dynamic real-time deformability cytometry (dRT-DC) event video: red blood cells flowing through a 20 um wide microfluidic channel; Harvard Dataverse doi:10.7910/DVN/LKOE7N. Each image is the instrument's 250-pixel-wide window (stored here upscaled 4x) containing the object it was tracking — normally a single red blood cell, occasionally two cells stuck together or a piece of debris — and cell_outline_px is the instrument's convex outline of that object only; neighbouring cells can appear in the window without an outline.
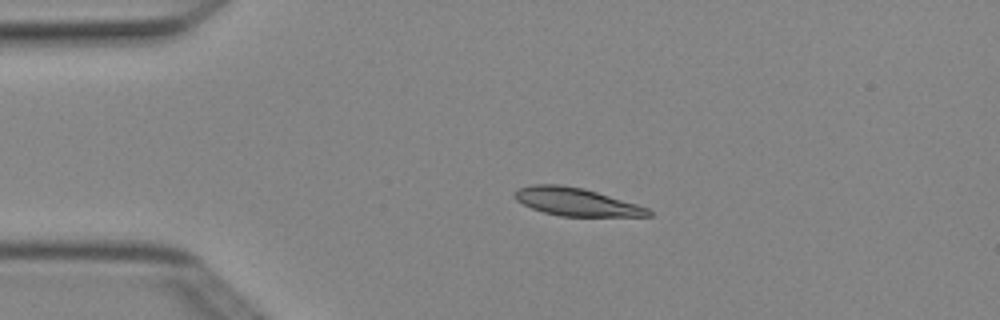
{"species": "Egyptian fruit bat (a non-hibernating species)", "species_latin": "Rousettus aegyptiacus", "temperature_condition": "cold", "stored_images_in_passage": 4, "camera_frame_rate_fps": 3000, "um_per_image_px": 0.085, "animal": {"sex": "female"}, "frame": {"image": 1, "passage_image": 3, "time_ms": 0.667, "image_size_px": [1000, 320], "cell_outline_px": [[652, 216], [560, 216], [544, 212], [532, 208], [516, 200], [512, 196], [512, 192], [516, 188], [532, 184], [560, 184], [584, 188], [636, 204], [648, 208], [652, 212]], "centroid_in_image_um": [48.91, 17.14], "position_along_channel_um": 36.1, "area_um2": 21.79}}